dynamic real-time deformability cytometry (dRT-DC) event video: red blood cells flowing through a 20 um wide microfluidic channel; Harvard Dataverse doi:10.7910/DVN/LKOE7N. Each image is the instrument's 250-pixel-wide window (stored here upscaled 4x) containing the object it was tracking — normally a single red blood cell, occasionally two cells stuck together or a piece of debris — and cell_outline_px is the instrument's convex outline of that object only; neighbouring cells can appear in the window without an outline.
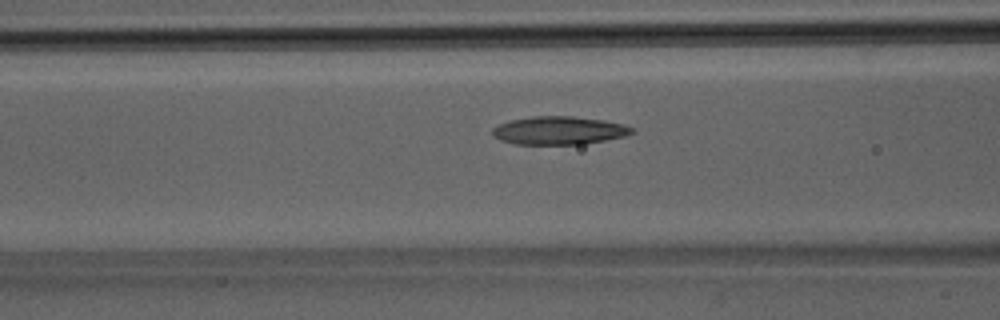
{"species": "Egyptian fruit bat (a non-hibernating species)", "species_latin": "Rousettus aegyptiacus", "temperature_condition": "room temperature", "stored_images_in_passage": 38, "camera_frame_rate_fps": 3000, "um_per_image_px": 0.085, "animal": {"sex": "male"}, "frame": {"image": 1, "passage_image": 15, "time_ms": 4.667, "image_size_px": [1000, 320], "cell_outline_px": [[636, 132], [624, 136], [584, 144], [516, 144], [500, 140], [492, 136], [492, 128], [508, 120], [532, 116], [572, 116], [604, 120], [624, 124], [632, 128]], "centroid_in_image_um": [47.49, 11.08], "position_along_channel_um": 119.1, "area_um2": 22.95}}
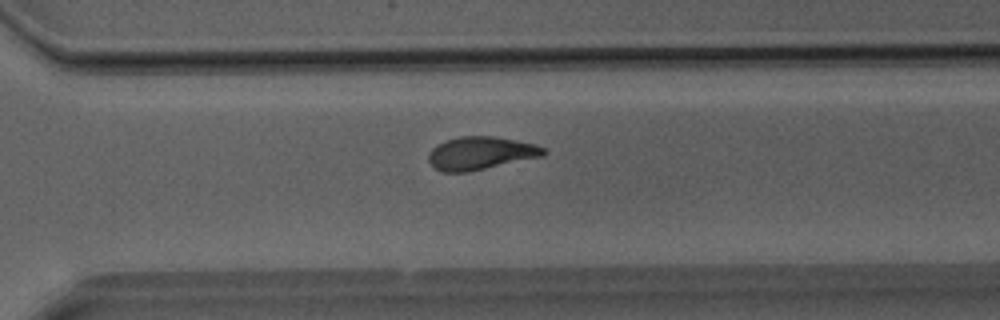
{"frame": {"image": 2, "passage_image": 27, "time_ms": 8.667, "image_size_px": [1000, 320], "cell_outline_px": [[548, 152], [544, 156], [468, 172], [440, 172], [428, 160], [428, 152], [436, 144], [444, 140], [460, 136], [496, 136], [536, 144], [544, 148]], "centroid_in_image_um": [40.85, 13.01], "position_along_channel_um": 329.7, "area_um2": 22.37}}
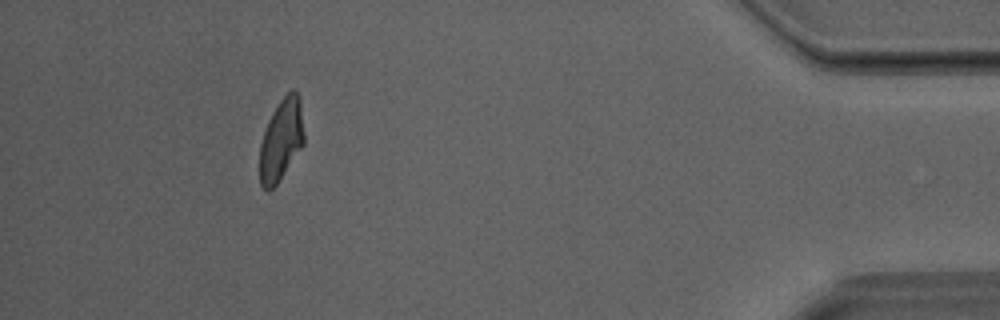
{"frame": {"image": 3, "passage_image": 35, "time_ms": 11.333, "image_size_px": [1000, 320], "cell_outline_px": [[304, 144], [276, 184], [268, 192], [260, 184], [260, 144], [268, 120], [272, 112], [280, 100], [292, 88], [296, 92], [300, 100], [304, 132]], "centroid_in_image_um": [23.9, 11.87], "position_along_channel_um": 411.3, "area_um2": 20.92}}